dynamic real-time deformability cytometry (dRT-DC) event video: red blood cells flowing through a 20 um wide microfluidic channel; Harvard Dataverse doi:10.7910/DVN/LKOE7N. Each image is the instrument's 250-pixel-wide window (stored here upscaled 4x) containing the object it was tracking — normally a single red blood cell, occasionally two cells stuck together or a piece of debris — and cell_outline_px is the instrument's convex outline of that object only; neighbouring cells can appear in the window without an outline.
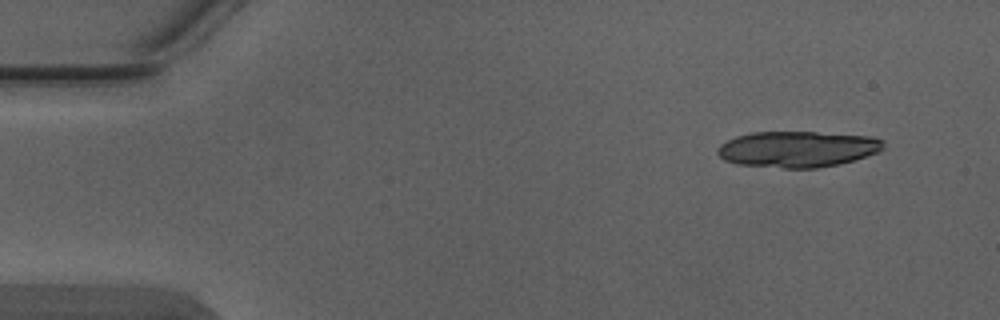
{"species": "Egyptian fruit bat (a non-hibernating species)", "species_latin": "Rousettus aegyptiacus", "temperature_condition": "warm", "stored_images_in_passage": 5, "segment_of_instrument_passage": [2, 2], "camera_frame_rate_fps": 3000, "um_per_image_px": 0.085, "animal": {"sex": "male"}, "frame": {"image": 1, "passage_image": 5, "time_ms": 1.333, "image_size_px": [1000, 320], "cell_outline_px": [[884, 148], [880, 152], [840, 164], [816, 168], [784, 168], [736, 164], [724, 160], [716, 152], [716, 148], [720, 144], [736, 136], [752, 132], [816, 132], [872, 136], [884, 140]], "centroid_in_image_um": [67.8, 12.67], "position_along_channel_um": 17.2, "area_um2": 35.14}}